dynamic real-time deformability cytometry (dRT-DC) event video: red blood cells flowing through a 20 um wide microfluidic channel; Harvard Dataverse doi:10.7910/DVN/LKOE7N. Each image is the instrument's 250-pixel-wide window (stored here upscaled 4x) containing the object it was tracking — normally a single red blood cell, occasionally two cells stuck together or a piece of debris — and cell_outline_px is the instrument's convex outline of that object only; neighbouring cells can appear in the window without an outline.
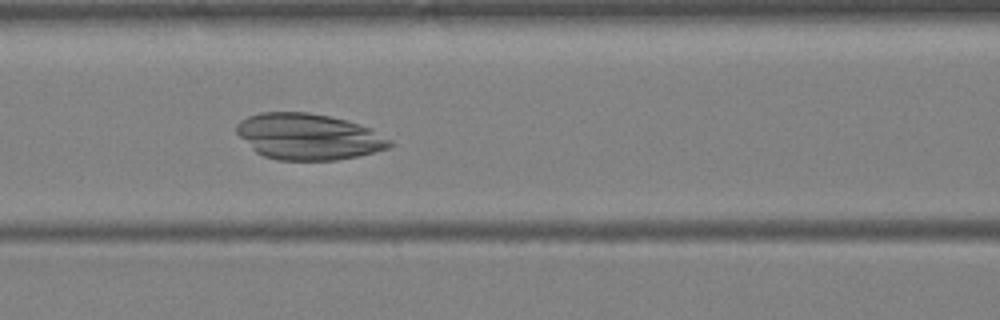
{"species": "Egyptian fruit bat (a non-hibernating species)", "species_latin": "Rousettus aegyptiacus", "temperature_condition": "warm", "stored_images_in_passage": 36, "camera_frame_rate_fps": 3000, "um_per_image_px": 0.085, "animal": {"sex": "female"}, "frame": {"image": 1, "passage_image": 18, "time_ms": 5.667, "image_size_px": [1000, 320], "cell_outline_px": [[392, 144], [388, 148], [356, 156], [336, 160], [276, 160], [264, 156], [256, 152], [236, 132], [236, 124], [240, 120], [248, 116], [260, 112], [308, 112], [328, 116], [344, 120], [372, 128], [392, 140]], "centroid_in_image_um": [26.2, 11.61], "position_along_channel_um": 140.4, "area_um2": 41.04}}
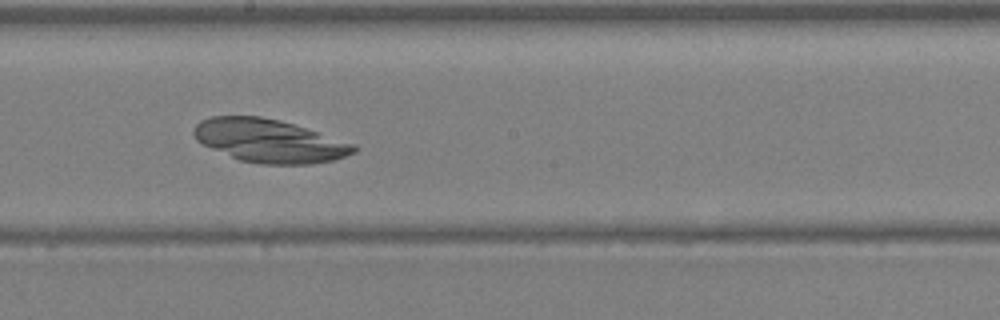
{"frame": {"image": 2, "passage_image": 23, "time_ms": 7.333, "image_size_px": [1000, 320], "cell_outline_px": [[360, 148], [356, 152], [332, 160], [312, 164], [260, 164], [240, 160], [212, 148], [196, 140], [192, 132], [196, 124], [200, 120], [212, 116], [260, 116], [280, 120], [356, 144]], "centroid_in_image_um": [22.9, 11.97], "position_along_channel_um": 225.3, "area_um2": 40.11}}
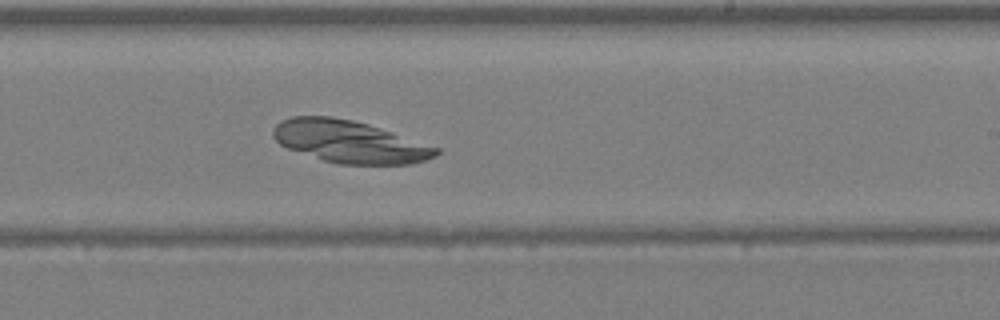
{"frame": {"image": 3, "passage_image": 25, "time_ms": 8.0, "image_size_px": [1000, 320], "cell_outline_px": [[440, 152], [436, 156], [412, 164], [340, 164], [324, 160], [288, 148], [280, 144], [272, 136], [272, 128], [280, 120], [292, 116], [332, 116], [352, 120], [368, 124], [440, 148]], "centroid_in_image_um": [29.69, 12.03], "position_along_channel_um": 259.3, "area_um2": 40.0}}